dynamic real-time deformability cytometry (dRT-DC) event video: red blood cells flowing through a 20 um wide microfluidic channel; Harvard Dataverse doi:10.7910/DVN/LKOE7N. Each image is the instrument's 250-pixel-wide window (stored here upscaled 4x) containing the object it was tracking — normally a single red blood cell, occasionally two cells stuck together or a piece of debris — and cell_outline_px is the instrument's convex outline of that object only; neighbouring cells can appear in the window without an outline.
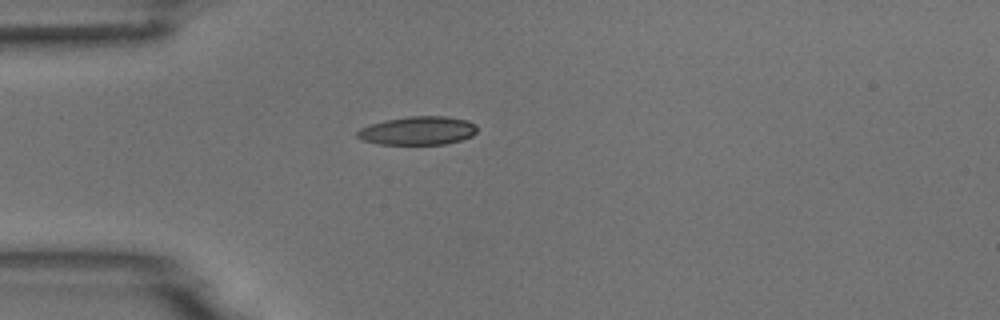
{"species": "common noctule bat (a hibernating species)", "species_latin": "Nyctalus noctula", "temperature_condition": "room temperature", "stored_images_in_passage": 40, "camera_frame_rate_fps": 3000, "um_per_image_px": 0.085, "animal": {"sex": "male", "body_mass_g": 18.8}, "frame": {"image": 1, "passage_image": 1, "time_ms": 0.0, "image_size_px": [1000, 320], "cell_outline_px": [[476, 132], [472, 136], [460, 140], [444, 144], [380, 144], [364, 140], [356, 136], [356, 132], [360, 128], [384, 120], [408, 116], [444, 116], [468, 120], [476, 124]], "centroid_in_image_um": [35.53, 11.1], "position_along_channel_um": 49.5, "area_um2": 19.83}}
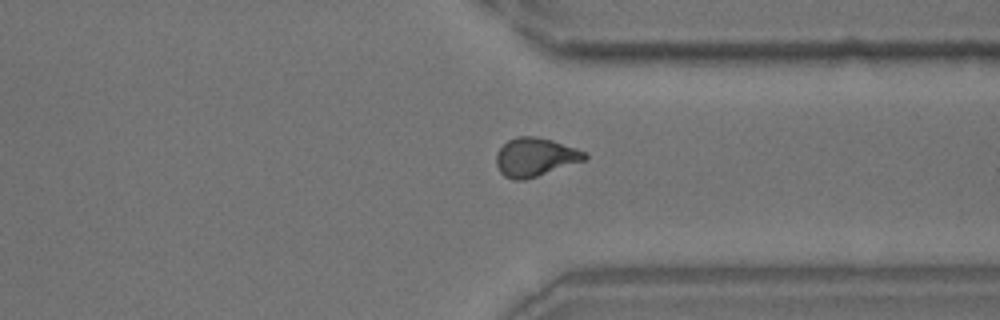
{"frame": {"image": 2, "passage_image": 27, "time_ms": 8.667, "image_size_px": [1000, 320], "cell_outline_px": [[588, 156], [584, 160], [524, 180], [512, 180], [504, 176], [500, 172], [496, 164], [496, 152], [508, 140], [516, 136], [536, 136], [552, 140], [576, 148], [584, 152]], "centroid_in_image_um": [45.44, 13.34], "position_along_channel_um": 366.0, "area_um2": 19.71}}
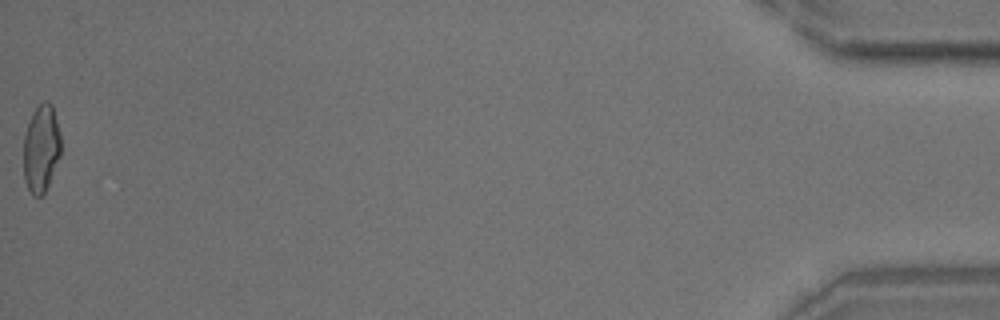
{"frame": {"image": 3, "passage_image": 40, "time_ms": 13.0, "image_size_px": [1000, 320], "cell_outline_px": [[60, 156], [48, 184], [44, 192], [40, 196], [32, 196], [24, 180], [24, 136], [32, 112], [44, 100], [52, 104], [60, 132]], "centroid_in_image_um": [3.5, 12.61], "position_along_channel_um": 431.7, "area_um2": 18.9}, "authors_computed_cell_mechanics": {"area_um2": 19.3341, "velocity_mm_per_s": 3.7786, "shape_relaxation_time_tau1_ms": 5.631, "shape_relaxation_time_tau2_ms": 3.239, "deformation_change_tau1": 0.1676, "deformation_change_tau2": 0.0795}}